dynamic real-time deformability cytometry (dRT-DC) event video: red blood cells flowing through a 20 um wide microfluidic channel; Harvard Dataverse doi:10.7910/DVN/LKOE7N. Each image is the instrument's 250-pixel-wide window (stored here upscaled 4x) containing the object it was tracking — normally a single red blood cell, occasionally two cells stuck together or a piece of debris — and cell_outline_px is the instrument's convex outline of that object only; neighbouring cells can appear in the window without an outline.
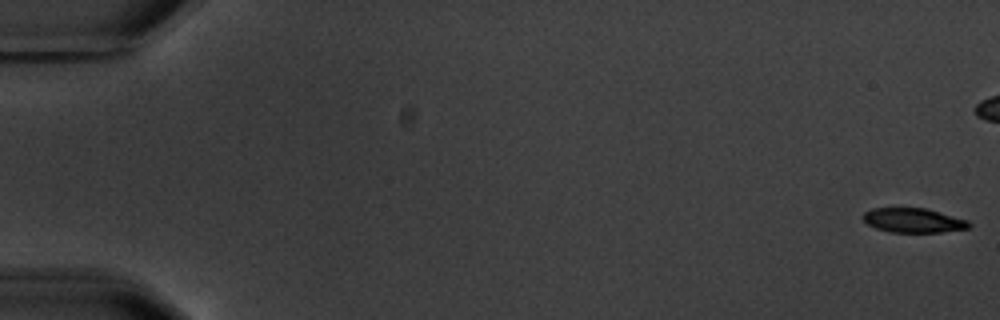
{"species": "common noctule bat (a hibernating species)", "species_latin": "Nyctalus noctula", "temperature_condition": "warm", "stored_images_in_passage": 7, "camera_frame_rate_fps": 3000, "um_per_image_px": 0.085, "animal": {"sex": "male", "body_mass_g": 20.1, "forearm_length_mm": 53.5}, "frame": {"image": 1, "passage_image": 1, "time_ms": 0.0, "image_size_px": [1000, 320], "cell_outline_px": [[972, 224], [968, 228], [940, 232], [892, 232], [876, 228], [868, 224], [864, 220], [864, 212], [872, 208], [924, 208], [968, 220]], "centroid_in_image_um": [77.64, 18.73], "position_along_channel_um": 7.4, "area_um2": 14.85}}